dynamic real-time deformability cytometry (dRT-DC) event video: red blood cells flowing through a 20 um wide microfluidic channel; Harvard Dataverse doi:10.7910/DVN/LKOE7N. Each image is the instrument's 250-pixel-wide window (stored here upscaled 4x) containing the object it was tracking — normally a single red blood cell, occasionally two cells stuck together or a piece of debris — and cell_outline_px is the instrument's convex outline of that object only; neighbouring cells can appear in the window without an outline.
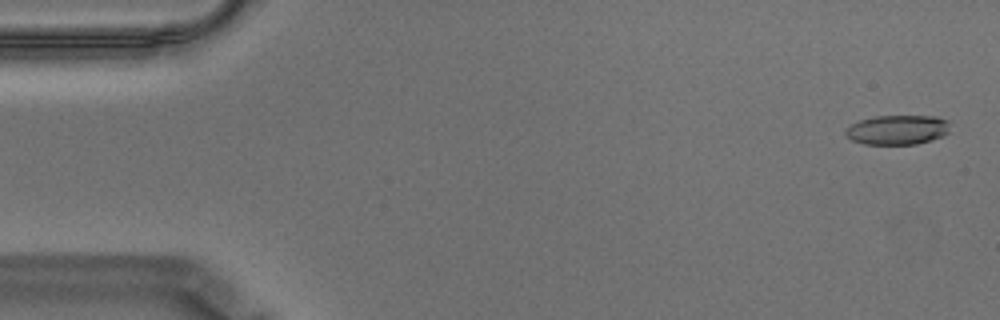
{"species": "Egyptian fruit bat (a non-hibernating species)", "species_latin": "Rousettus aegyptiacus", "temperature_condition": "warm", "stored_images_in_passage": 57, "camera_frame_rate_fps": 3000, "um_per_image_px": 0.085, "animal": {"sex": "male"}, "frame": {"image": 1, "passage_image": 2, "time_ms": 0.333, "image_size_px": [1000, 320], "cell_outline_px": [[948, 132], [944, 136], [932, 140], [916, 144], [864, 144], [852, 140], [844, 136], [844, 132], [852, 124], [860, 120], [876, 116], [936, 116], [948, 120]], "centroid_in_image_um": [76.28, 11.04], "position_along_channel_um": 8.7, "area_um2": 18.03}}
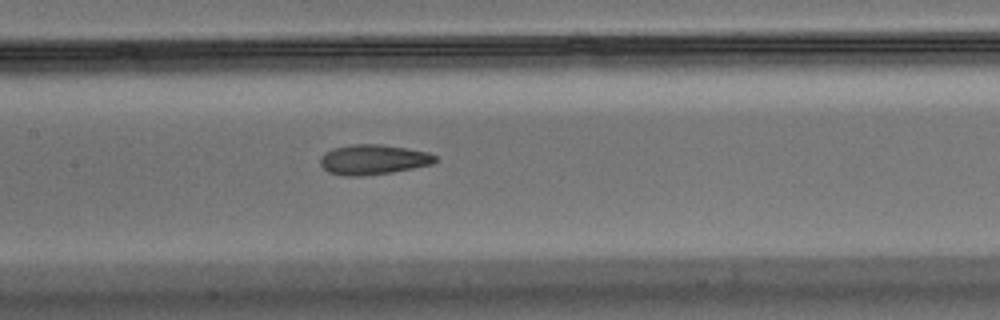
{"frame": {"image": 2, "passage_image": 27, "time_ms": 8.667, "image_size_px": [1000, 320], "cell_outline_px": [[436, 160], [432, 164], [392, 172], [364, 176], [340, 176], [328, 172], [320, 164], [320, 156], [324, 152], [332, 148], [352, 144], [384, 144], [408, 148], [428, 152], [436, 156]], "centroid_in_image_um": [31.68, 13.56], "position_along_channel_um": 175.7, "area_um2": 20.35}}
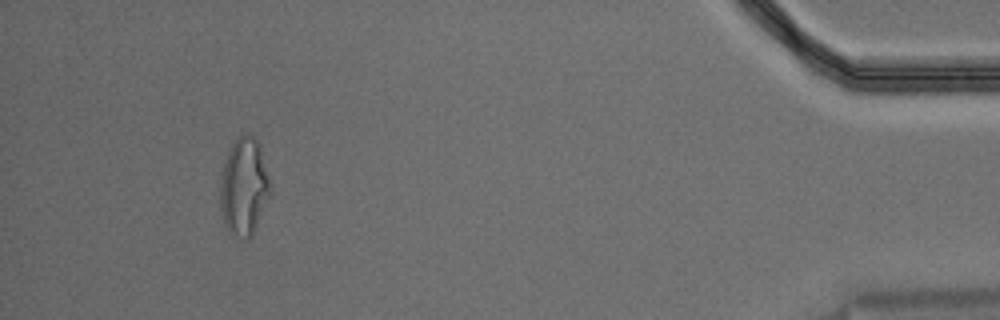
{"frame": {"image": 3, "passage_image": 53, "time_ms": 17.333, "image_size_px": [1000, 320], "cell_outline_px": [[272, 192], [252, 236], [248, 240], [244, 240], [232, 236], [228, 232], [224, 224], [220, 208], [220, 184], [224, 164], [228, 152], [232, 144], [240, 132], [248, 132], [260, 144]], "centroid_in_image_um": [20.74, 15.9], "position_along_channel_um": 414.5, "area_um2": 28.96}, "authors_computed_cell_mechanics": {"area_um2": 19.8832, "velocity_mm_per_s": 3.531, "shape_relaxation_time_tau1_ms": null, "shape_relaxation_time_tau2_ms": 1.7555, "deformation_change_tau1": null, "deformation_change_tau2": 0.1011}}